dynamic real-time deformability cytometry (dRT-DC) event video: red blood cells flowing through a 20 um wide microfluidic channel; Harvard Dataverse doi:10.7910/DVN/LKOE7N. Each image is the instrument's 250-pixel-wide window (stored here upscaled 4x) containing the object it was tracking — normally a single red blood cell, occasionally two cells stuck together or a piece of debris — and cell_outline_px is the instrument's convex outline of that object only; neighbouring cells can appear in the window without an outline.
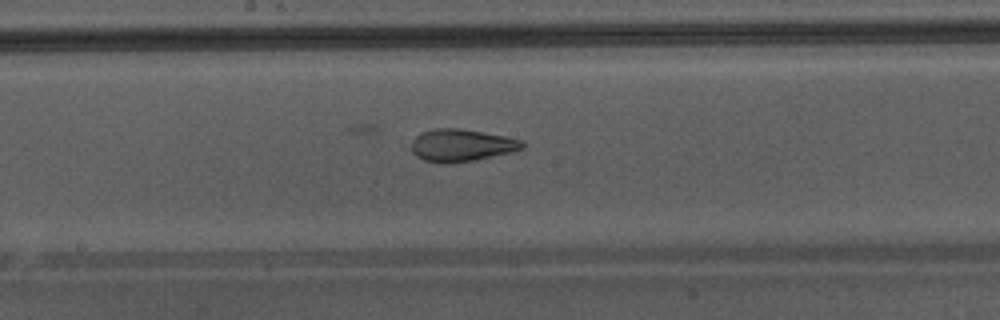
{"species": "Egyptian fruit bat (a non-hibernating species)", "species_latin": "Rousettus aegyptiacus", "temperature_condition": "warm", "stored_images_in_passage": 24, "camera_frame_rate_fps": 3000, "um_per_image_px": 0.085, "animal": {"sex": "male"}, "frame": {"image": 1, "passage_image": 13, "time_ms": 4.0, "image_size_px": [1000, 320], "cell_outline_px": [[524, 148], [512, 152], [472, 160], [448, 164], [424, 160], [416, 156], [400, 144], [400, 140], [420, 132], [432, 128], [460, 128], [504, 136], [524, 140]], "centroid_in_image_um": [38.98, 12.33], "position_along_channel_um": 209.2, "area_um2": 22.02}}
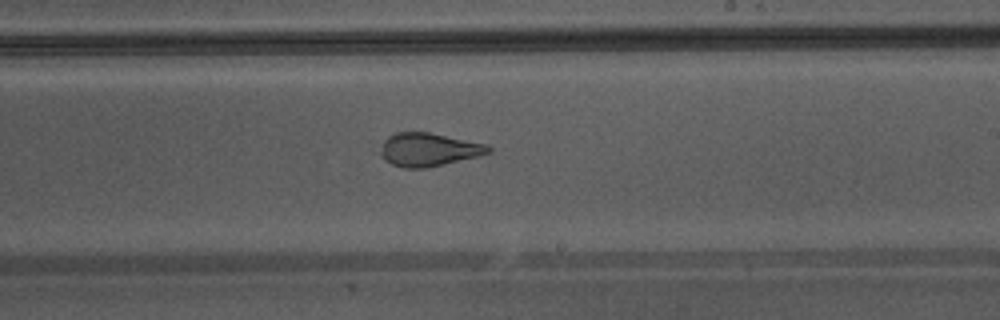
{"frame": {"image": 2, "passage_image": 16, "time_ms": 5.0, "image_size_px": [1000, 320], "cell_outline_px": [[492, 152], [480, 156], [428, 168], [404, 168], [392, 164], [384, 160], [380, 152], [384, 140], [388, 136], [396, 132], [428, 132], [488, 144], [492, 148]], "centroid_in_image_um": [36.46, 12.72], "position_along_channel_um": 252.5, "area_um2": 21.1}}